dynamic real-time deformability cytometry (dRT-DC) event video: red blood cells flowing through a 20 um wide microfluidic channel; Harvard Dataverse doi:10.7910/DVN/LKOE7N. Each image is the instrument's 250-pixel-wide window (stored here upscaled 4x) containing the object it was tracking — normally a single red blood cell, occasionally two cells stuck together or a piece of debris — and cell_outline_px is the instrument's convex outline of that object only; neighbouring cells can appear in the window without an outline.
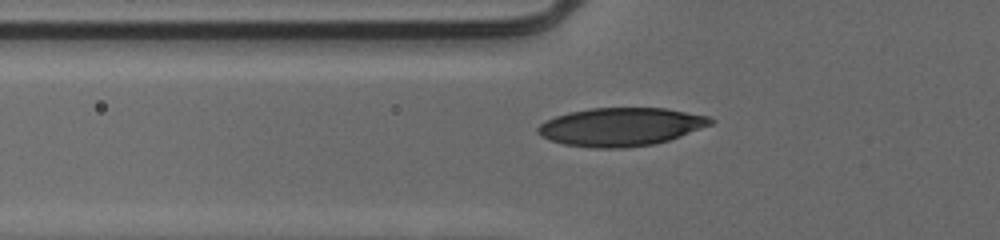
{"species": "human", "species_latin": "Homo sapiens", "temperature_condition": "cold", "stored_images_in_passage": 38, "camera_frame_rate_fps": 3000, "um_per_image_px": 0.085, "donor": {"sex": "male"}, "frame": {"image": 1, "passage_image": 5, "time_ms": 1.333, "image_size_px": [1000, 240], "cell_outline_px": [[716, 120], [712, 124], [680, 136], [656, 144], [624, 148], [592, 148], [564, 144], [548, 140], [540, 136], [536, 132], [536, 128], [540, 124], [556, 116], [568, 112], [592, 108], [668, 108], [708, 116]], "centroid_in_image_um": [52.76, 10.78], "position_along_channel_um": 73.0, "area_um2": 38.67}}
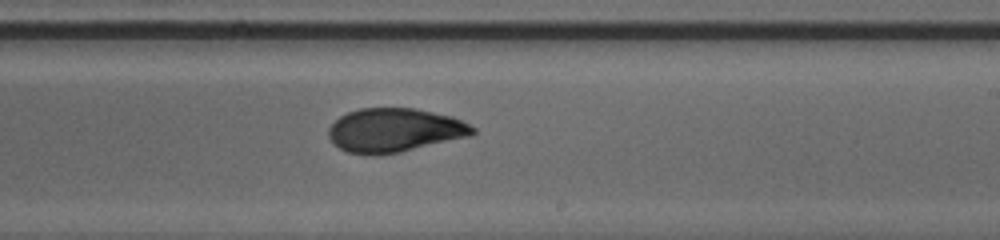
{"frame": {"image": 2, "passage_image": 19, "time_ms": 6.0, "image_size_px": [1000, 240], "cell_outline_px": [[476, 132], [472, 136], [400, 152], [380, 156], [372, 156], [348, 152], [340, 148], [328, 136], [328, 128], [340, 116], [348, 112], [360, 108], [416, 108], [452, 116], [476, 128]], "centroid_in_image_um": [33.56, 11.08], "position_along_channel_um": 255.4, "area_um2": 37.05}}
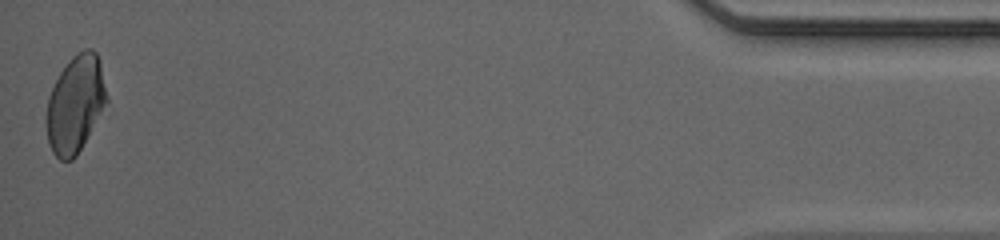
{"frame": {"image": 3, "passage_image": 38, "time_ms": 12.333, "image_size_px": [1000, 240], "cell_outline_px": [[108, 116], [76, 156], [72, 160], [60, 160], [52, 152], [48, 140], [48, 96], [60, 72], [68, 60], [76, 52], [84, 48], [92, 48], [96, 52], [100, 60], [108, 100]], "centroid_in_image_um": [6.52, 8.88], "position_along_channel_um": 428.7, "area_um2": 35.43}, "authors_computed_cell_mechanics": {"area_um2": 36.9053, "velocity_mm_per_s": 3.9573, "shape_relaxation_time_tau1_ms": 7.5357, "shape_relaxation_time_tau2_ms": 1.3847, "deformation_change_tau1": 0.1973, "deformation_change_tau2": 0.0507}}